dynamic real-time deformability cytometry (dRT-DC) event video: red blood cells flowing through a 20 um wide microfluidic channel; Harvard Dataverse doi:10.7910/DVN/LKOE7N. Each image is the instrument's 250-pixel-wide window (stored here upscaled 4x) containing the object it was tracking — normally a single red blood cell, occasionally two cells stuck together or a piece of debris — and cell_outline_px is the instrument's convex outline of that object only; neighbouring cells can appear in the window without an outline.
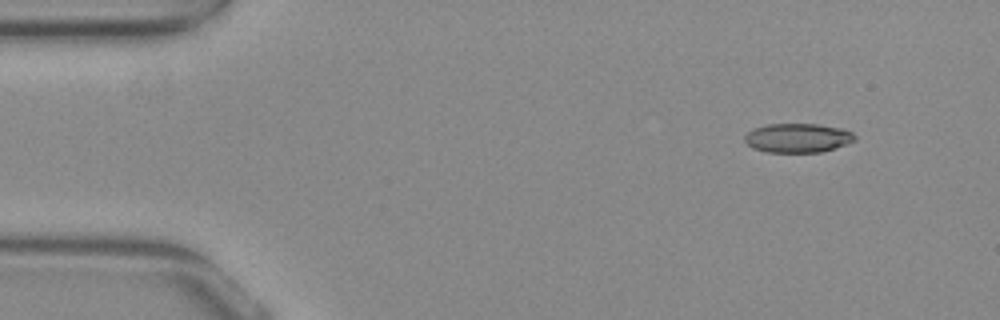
{"species": "common noctule bat (a hibernating species)", "species_latin": "Nyctalus noctula", "temperature_condition": "warm", "stored_images_in_passage": 49, "camera_frame_rate_fps": 3000, "um_per_image_px": 0.085, "animal": {"sex": "female", "body_mass_g": 29.2, "forearm_length_mm": 56.3}, "frame": {"image": 1, "passage_image": 1, "time_ms": 0.0, "image_size_px": [1000, 320], "cell_outline_px": [[856, 140], [820, 152], [768, 152], [752, 148], [744, 140], [744, 136], [748, 132], [764, 124], [820, 124], [840, 128], [852, 132], [856, 136]], "centroid_in_image_um": [67.79, 11.71], "position_along_channel_um": 17.2, "area_um2": 18.55}}
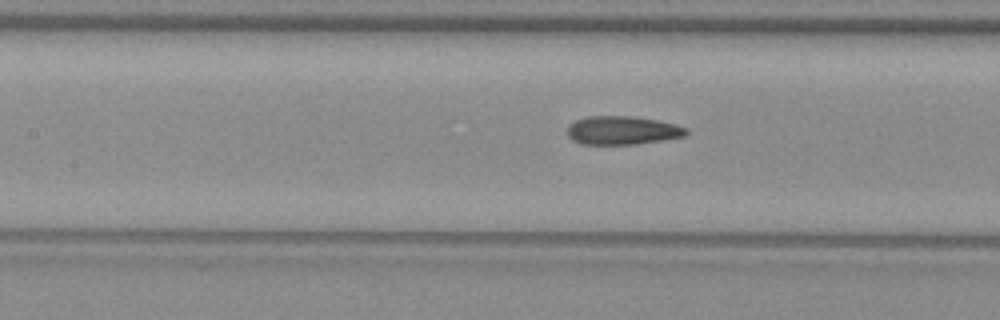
{"frame": {"image": 2, "passage_image": 19, "time_ms": 6.0, "image_size_px": [1000, 320], "cell_outline_px": [[688, 132], [684, 136], [664, 140], [636, 144], [580, 144], [572, 140], [568, 136], [568, 124], [576, 120], [588, 116], [632, 116], [656, 120], [676, 124], [688, 128]], "centroid_in_image_um": [52.9, 11.08], "position_along_channel_um": 154.5, "area_um2": 19.83}}
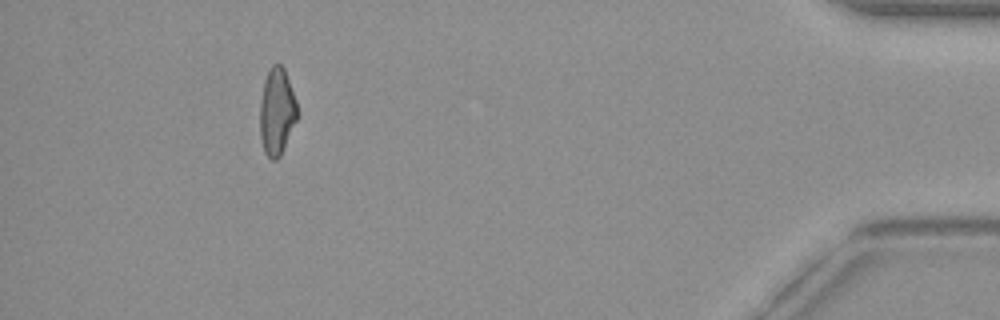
{"frame": {"image": 3, "passage_image": 44, "time_ms": 14.333, "image_size_px": [1000, 320], "cell_outline_px": [[296, 120], [280, 156], [276, 160], [272, 160], [264, 152], [260, 136], [260, 100], [264, 80], [272, 64], [280, 64], [284, 68], [296, 100]], "centroid_in_image_um": [23.51, 9.48], "position_along_channel_um": 411.7, "area_um2": 18.67}, "authors_computed_cell_mechanics": {"area_um2": 19.7098, "velocity_mm_per_s": 3.8918, "shape_relaxation_time_tau1_ms": null, "shape_relaxation_time_tau2_ms": 2.6204, "deformation_change_tau1": null, "deformation_change_tau2": 0.102}}